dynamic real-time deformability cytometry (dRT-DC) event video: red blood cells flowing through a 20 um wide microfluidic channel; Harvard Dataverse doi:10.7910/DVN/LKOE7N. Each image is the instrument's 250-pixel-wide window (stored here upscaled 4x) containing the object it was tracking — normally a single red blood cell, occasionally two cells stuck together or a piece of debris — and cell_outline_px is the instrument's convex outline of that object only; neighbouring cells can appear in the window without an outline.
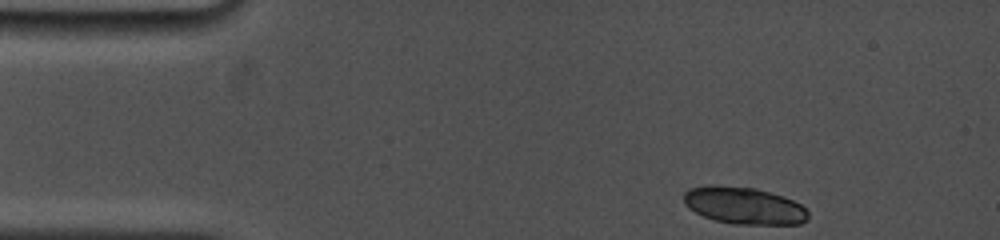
{"species": "common noctule bat (a hibernating species)", "species_latin": "Nyctalus noctula", "temperature_condition": "cold", "stored_images_in_passage": 6, "camera_frame_rate_fps": 5000, "um_per_image_px": 0.085, "animal": {"sex": "female", "body_mass_g": 19.0, "forearm_length_mm": 53.3}, "frame": {"image": 1, "passage_image": 1, "time_ms": 0.0, "image_size_px": [1000, 240], "cell_outline_px": [[808, 220], [800, 224], [732, 224], [716, 220], [704, 216], [688, 208], [684, 204], [684, 192], [688, 188], [712, 184], [716, 184], [756, 188], [784, 196], [800, 204], [808, 212]], "centroid_in_image_um": [63.22, 17.46], "position_along_channel_um": 21.8, "area_um2": 27.11}}